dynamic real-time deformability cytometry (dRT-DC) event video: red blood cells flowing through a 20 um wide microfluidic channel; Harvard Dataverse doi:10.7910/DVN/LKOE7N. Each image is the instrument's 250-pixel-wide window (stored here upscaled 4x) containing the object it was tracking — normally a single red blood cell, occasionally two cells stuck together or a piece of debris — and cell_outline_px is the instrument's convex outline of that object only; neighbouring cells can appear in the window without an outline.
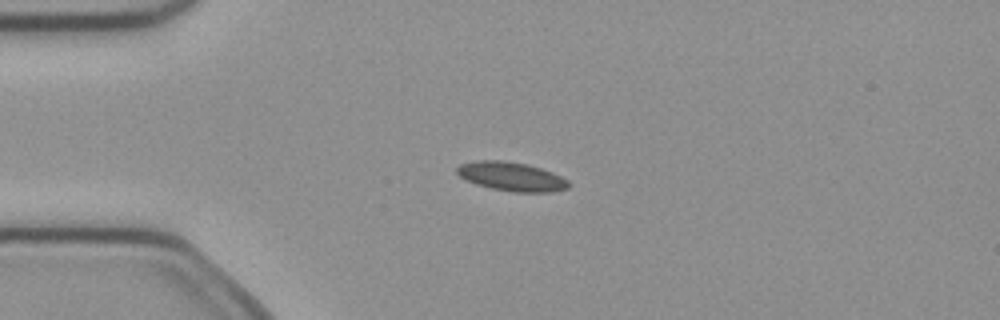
{"species": "common noctule bat (a hibernating species)", "species_latin": "Nyctalus noctula", "temperature_condition": "cold", "stored_images_in_passage": 6, "camera_frame_rate_fps": 3000, "um_per_image_px": 0.085, "animal": {"sex": "female", "body_mass_g": 21.9}, "frame": {"image": 1, "passage_image": 3, "time_ms": 0.667, "image_size_px": [1000, 320], "cell_outline_px": [[572, 184], [568, 188], [552, 192], [512, 192], [492, 188], [476, 184], [464, 180], [456, 172], [456, 168], [460, 164], [476, 160], [504, 160], [528, 164], [552, 172], [568, 180]], "centroid_in_image_um": [43.47, 15.0], "position_along_channel_um": 41.5, "area_um2": 19.02}}
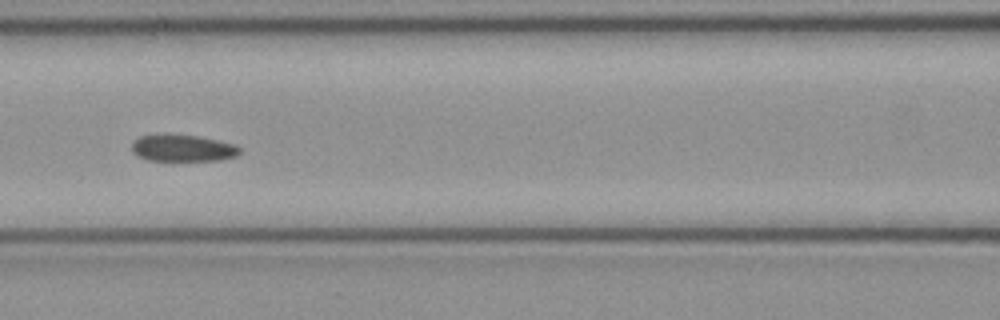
{"frame": {"image": 2, "passage_image": 6, "time_ms": 1.667, "image_size_px": [1000, 320], "cell_outline_px": [[240, 152], [236, 156], [220, 160], [148, 160], [136, 156], [132, 152], [132, 144], [140, 136], [200, 136], [232, 144], [240, 148]], "centroid_in_image_um": [15.54, 12.62], "position_along_channel_um": 151.1, "area_um2": 16.24}}